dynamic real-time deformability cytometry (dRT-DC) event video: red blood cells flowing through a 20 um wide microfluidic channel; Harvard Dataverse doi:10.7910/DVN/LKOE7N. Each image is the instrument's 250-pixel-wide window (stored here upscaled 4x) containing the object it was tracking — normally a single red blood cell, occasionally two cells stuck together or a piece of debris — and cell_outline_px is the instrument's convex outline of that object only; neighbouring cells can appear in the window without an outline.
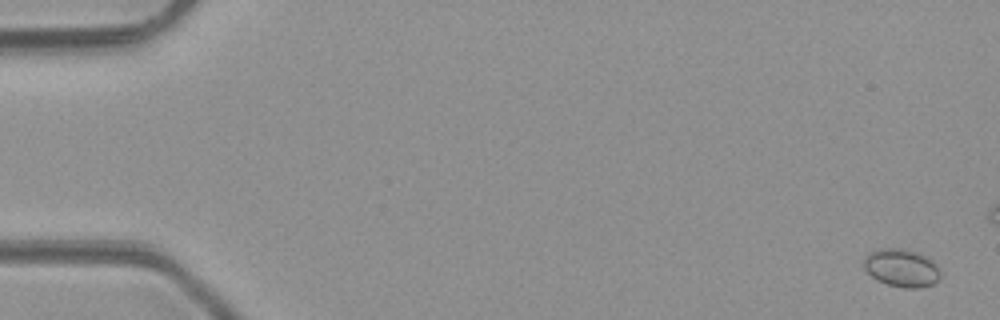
{"species": "common noctule bat (a hibernating species)", "species_latin": "Nyctalus noctula", "temperature_condition": "room temperature", "stored_images_in_passage": 6, "camera_frame_rate_fps": 3000, "um_per_image_px": 0.085, "animal": {"sex": "male", "body_mass_g": 23.1, "forearm_length_mm": 52.7}, "frame": {"image": 1, "passage_image": 1, "time_ms": 0.0, "image_size_px": [1000, 320], "cell_outline_px": [[940, 280], [932, 284], [920, 288], [904, 288], [888, 284], [876, 280], [864, 268], [864, 256], [880, 248], [900, 248], [916, 252], [932, 260], [936, 264], [940, 272]], "centroid_in_image_um": [76.64, 22.78], "position_along_channel_um": 8.4, "area_um2": 16.88}}